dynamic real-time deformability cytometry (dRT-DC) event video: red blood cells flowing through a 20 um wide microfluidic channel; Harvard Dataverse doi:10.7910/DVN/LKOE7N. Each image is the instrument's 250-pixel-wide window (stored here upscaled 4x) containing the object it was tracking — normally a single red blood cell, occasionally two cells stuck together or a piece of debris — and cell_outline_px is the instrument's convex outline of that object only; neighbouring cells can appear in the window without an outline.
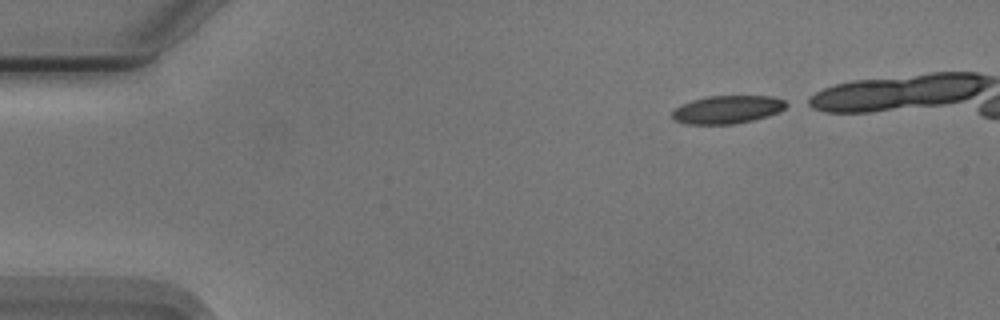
{"species": "Egyptian fruit bat (a non-hibernating species)", "species_latin": "Rousettus aegyptiacus", "temperature_condition": "cold", "stored_images_in_passage": 10, "camera_frame_rate_fps": 3000, "um_per_image_px": 0.085, "animal": {"sex": "male"}, "frame": {"image": 1, "passage_image": 1, "time_ms": 0.0, "image_size_px": [1000, 320], "cell_outline_px": [[792, 104], [780, 112], [768, 116], [752, 120], [732, 124], [684, 124], [672, 120], [672, 112], [680, 104], [692, 100], [708, 96], [772, 96], [784, 100]], "centroid_in_image_um": [61.85, 9.31], "position_along_channel_um": 23.2, "area_um2": 18.9}}